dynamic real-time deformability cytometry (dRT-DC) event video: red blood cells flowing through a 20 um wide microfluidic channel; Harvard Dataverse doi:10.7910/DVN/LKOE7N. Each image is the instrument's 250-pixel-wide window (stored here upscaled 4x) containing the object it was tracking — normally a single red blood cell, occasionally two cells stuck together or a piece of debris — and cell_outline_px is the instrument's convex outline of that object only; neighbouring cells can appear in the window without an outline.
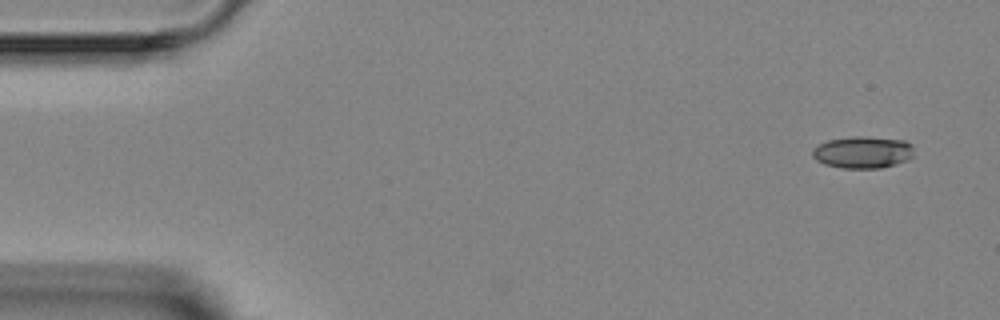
{"species": "Egyptian fruit bat (a non-hibernating species)", "species_latin": "Rousettus aegyptiacus", "temperature_condition": "room temperature", "stored_images_in_passage": 2, "camera_frame_rate_fps": 3000, "um_per_image_px": 0.085, "animal": {"sex": "female"}, "frame": {"image": 1, "passage_image": 2, "time_ms": 1.333, "image_size_px": [1000, 320], "cell_outline_px": [[916, 156], [908, 160], [896, 164], [880, 168], [840, 168], [824, 164], [816, 160], [812, 156], [812, 148], [828, 140], [852, 136], [864, 136], [904, 140], [912, 144]], "centroid_in_image_um": [73.37, 12.94], "position_along_channel_um": 11.6, "area_um2": 19.25}}